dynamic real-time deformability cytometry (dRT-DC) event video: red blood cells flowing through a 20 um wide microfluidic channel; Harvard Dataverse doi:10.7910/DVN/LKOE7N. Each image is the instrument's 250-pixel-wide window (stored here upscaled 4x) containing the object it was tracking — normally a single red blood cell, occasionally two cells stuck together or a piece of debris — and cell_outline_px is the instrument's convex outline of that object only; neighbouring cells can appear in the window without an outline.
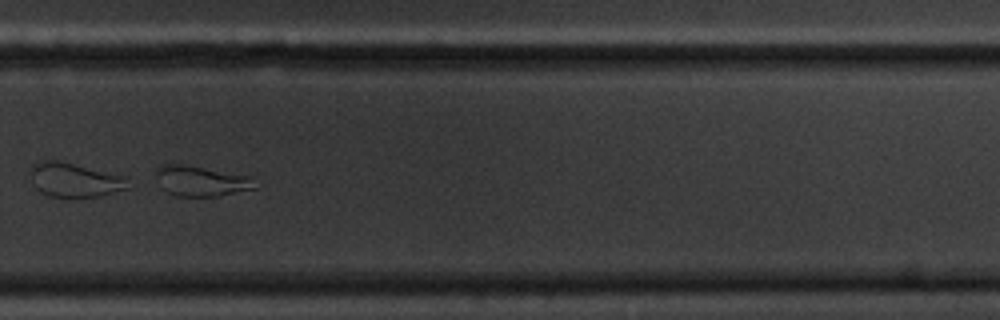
{"species": "common noctule bat (a hibernating species)", "species_latin": "Nyctalus noctula", "temperature_condition": "cold", "stored_images_in_passage": 57, "camera_frame_rate_fps": 3000, "um_per_image_px": 0.085, "animal": {"sex": "male", "body_mass_g": 20.1, "forearm_length_mm": 53.5}, "frame": {"image": 1, "passage_image": 39, "time_ms": 12.667, "image_size_px": [1000, 320], "cell_outline_px": [[264, 184], [256, 188], [216, 196], [176, 196], [168, 192], [164, 188], [156, 172], [156, 168], [160, 164], [184, 164], [256, 176]], "centroid_in_image_um": [17.28, 15.36], "position_along_channel_um": 312.5, "area_um2": 17.92}}
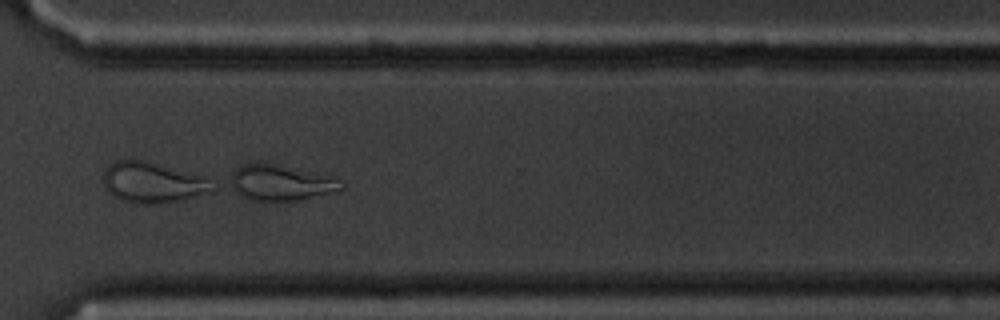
{"frame": {"image": 2, "passage_image": 42, "time_ms": 13.667, "image_size_px": [1000, 320], "cell_outline_px": [[344, 188], [296, 200], [252, 200], [244, 196], [232, 184], [232, 176], [236, 168], [244, 164], [268, 164], [332, 176], [344, 184]], "centroid_in_image_um": [23.89, 15.53], "position_along_channel_um": 346.7, "area_um2": 21.56}}